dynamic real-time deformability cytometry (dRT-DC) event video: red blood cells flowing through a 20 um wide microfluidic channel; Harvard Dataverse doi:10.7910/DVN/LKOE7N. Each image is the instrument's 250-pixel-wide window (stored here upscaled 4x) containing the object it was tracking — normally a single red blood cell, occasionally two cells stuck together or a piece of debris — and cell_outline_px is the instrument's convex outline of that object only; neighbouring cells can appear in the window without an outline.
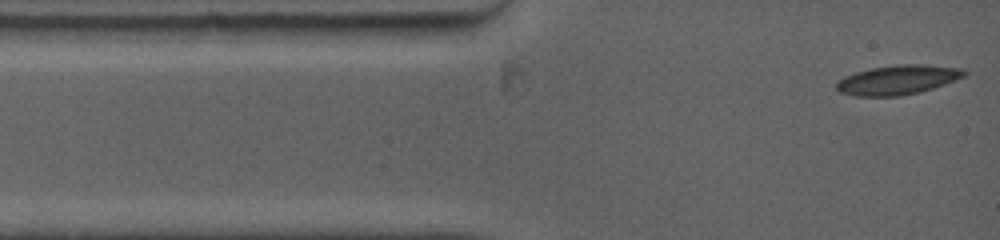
{"species": "common noctule bat (a hibernating species)", "species_latin": "Nyctalus noctula", "temperature_condition": "warm", "stored_images_in_passage": 46, "camera_frame_rate_fps": 5000, "um_per_image_px": 0.085, "animal": {"sex": "female", "body_mass_g": 19.0, "forearm_length_mm": 53.3}, "frame": {"image": 1, "passage_image": 1, "time_ms": 0.0, "image_size_px": [1000, 240], "cell_outline_px": [[968, 72], [964, 76], [944, 84], [920, 92], [900, 96], [856, 96], [840, 92], [836, 88], [836, 80], [844, 76], [856, 72], [872, 68], [896, 64], [924, 64], [964, 68]], "centroid_in_image_um": [76.3, 6.78], "position_along_channel_um": 8.7, "area_um2": 22.02}}
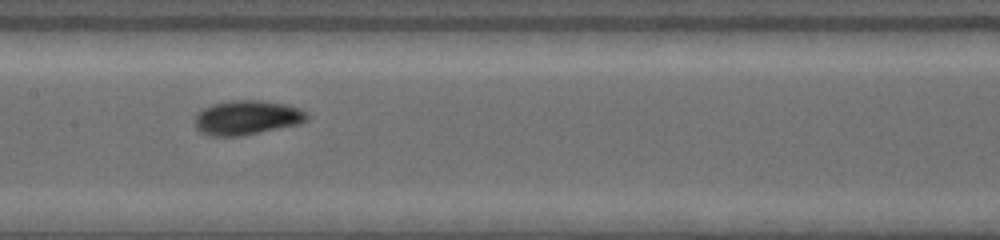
{"frame": {"image": 2, "passage_image": 27, "time_ms": 5.6, "image_size_px": [1000, 240], "cell_outline_px": [[308, 120], [300, 124], [240, 136], [208, 136], [200, 132], [192, 124], [196, 112], [200, 108], [212, 104], [232, 100], [256, 100], [284, 104], [300, 108], [308, 112]], "centroid_in_image_um": [20.93, 10.0], "position_along_channel_um": 186.5, "area_um2": 22.89}}
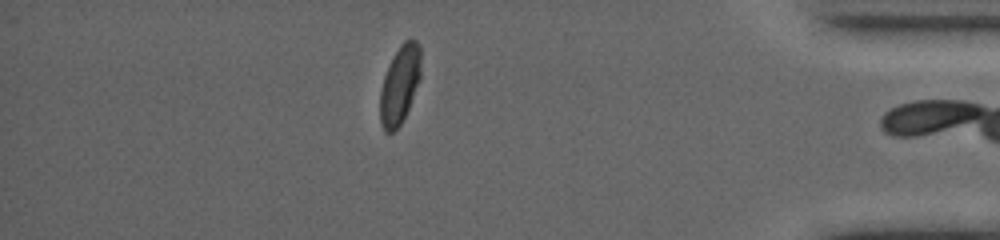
{"frame": {"image": 3, "passage_image": 43, "time_ms": 12.2, "image_size_px": [1000, 240], "cell_outline_px": [[420, 80], [408, 108], [400, 124], [392, 132], [384, 132], [380, 120], [380, 92], [384, 76], [400, 44], [404, 40], [416, 40], [420, 44]], "centroid_in_image_um": [33.98, 7.2], "position_along_channel_um": 401.2, "area_um2": 18.26}, "authors_computed_cell_mechanics": {"area_um2": 21.0103, "velocity_mm_per_s": 3.9219, "shape_relaxation_time_tau1_ms": 6.2836, "shape_relaxation_time_tau2_ms": 3.3767, "deformation_change_tau1": 0.1912, "deformation_change_tau2": 0.0299}}